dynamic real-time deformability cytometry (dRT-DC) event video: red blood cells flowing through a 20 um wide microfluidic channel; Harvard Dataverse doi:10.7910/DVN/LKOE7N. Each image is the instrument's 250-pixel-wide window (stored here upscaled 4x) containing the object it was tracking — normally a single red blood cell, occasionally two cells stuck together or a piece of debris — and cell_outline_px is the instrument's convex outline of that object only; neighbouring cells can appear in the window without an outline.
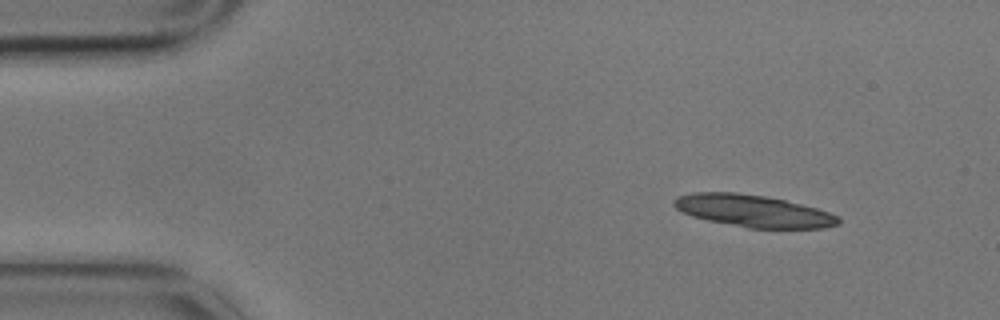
{"species": "common noctule bat (a hibernating species)", "species_latin": "Nyctalus noctula", "temperature_condition": "cold", "stored_images_in_passage": 4, "camera_frame_rate_fps": 3000, "um_per_image_px": 0.085, "animal": {"sex": "male", "body_mass_g": 17.9}, "frame": {"image": 1, "passage_image": 1, "time_ms": 0.0, "image_size_px": [1000, 320], "cell_outline_px": [[840, 224], [824, 228], [748, 228], [708, 220], [692, 216], [676, 208], [672, 204], [672, 200], [676, 196], [692, 192], [736, 192], [764, 196], [784, 200], [816, 208], [840, 216]], "centroid_in_image_um": [64.01, 17.92], "position_along_channel_um": 21.0, "area_um2": 30.75}}